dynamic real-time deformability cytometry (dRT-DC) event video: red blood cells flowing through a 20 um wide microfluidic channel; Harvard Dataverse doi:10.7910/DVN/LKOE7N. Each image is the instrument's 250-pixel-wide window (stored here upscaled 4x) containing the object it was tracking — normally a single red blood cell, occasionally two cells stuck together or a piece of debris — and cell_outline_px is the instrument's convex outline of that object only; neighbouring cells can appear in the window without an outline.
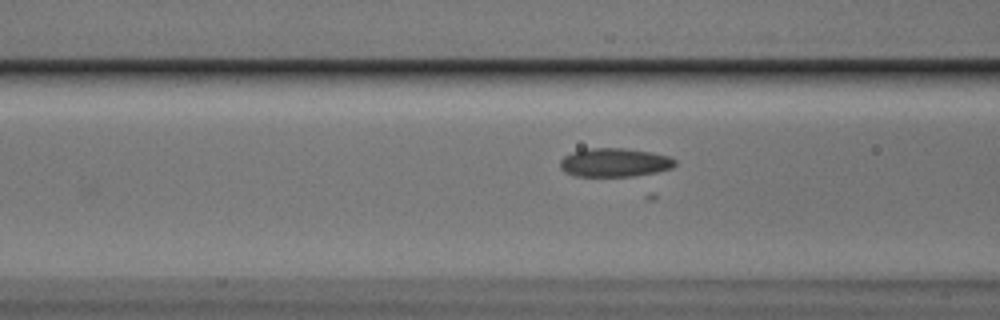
{"species": "Egyptian fruit bat (a non-hibernating species)", "species_latin": "Rousettus aegyptiacus", "temperature_condition": "cold", "stored_images_in_passage": 20, "camera_frame_rate_fps": 3000, "um_per_image_px": 0.085, "animal": {"sex": "male"}, "frame": {"image": 1, "passage_image": 10, "time_ms": 3.0, "image_size_px": [1000, 320], "cell_outline_px": [[676, 164], [672, 168], [656, 172], [632, 176], [572, 176], [564, 172], [560, 168], [560, 160], [564, 156], [572, 152], [588, 148], [624, 148], [652, 152], [668, 156], [676, 160]], "centroid_in_image_um": [52.22, 13.81], "position_along_channel_um": 114.4, "area_um2": 19.31}}
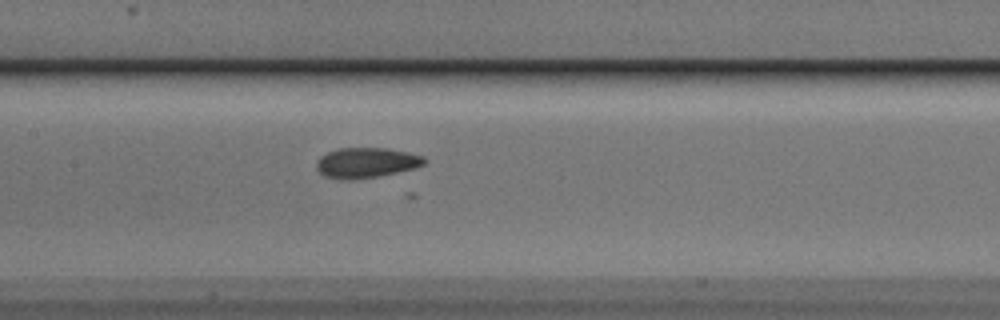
{"frame": {"image": 2, "passage_image": 15, "time_ms": 4.667, "image_size_px": [1000, 320], "cell_outline_px": [[428, 160], [424, 164], [416, 168], [376, 176], [324, 176], [316, 168], [316, 160], [320, 156], [328, 152], [340, 148], [388, 148], [408, 152], [424, 156]], "centroid_in_image_um": [31.21, 13.76], "position_along_channel_um": 176.2, "area_um2": 18.21}}
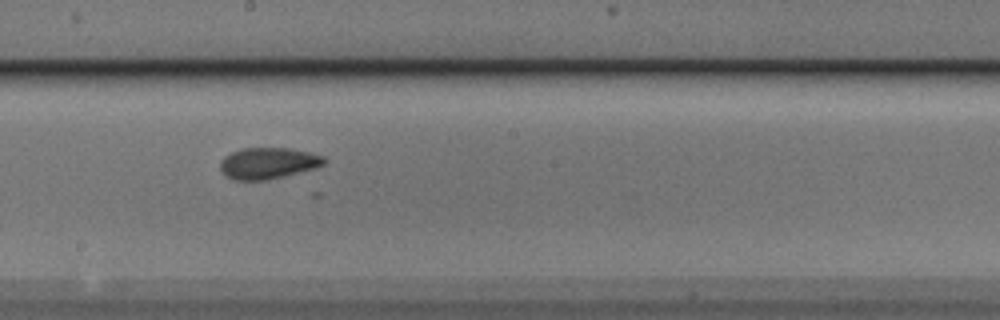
{"frame": {"image": 3, "passage_image": 19, "time_ms": 6.0, "image_size_px": [1000, 320], "cell_outline_px": [[328, 160], [324, 164], [316, 168], [284, 176], [264, 180], [232, 180], [220, 168], [220, 160], [224, 156], [232, 152], [244, 148], [288, 148], [308, 152], [324, 156]], "centroid_in_image_um": [22.81, 13.87], "position_along_channel_um": 225.4, "area_um2": 18.9}}